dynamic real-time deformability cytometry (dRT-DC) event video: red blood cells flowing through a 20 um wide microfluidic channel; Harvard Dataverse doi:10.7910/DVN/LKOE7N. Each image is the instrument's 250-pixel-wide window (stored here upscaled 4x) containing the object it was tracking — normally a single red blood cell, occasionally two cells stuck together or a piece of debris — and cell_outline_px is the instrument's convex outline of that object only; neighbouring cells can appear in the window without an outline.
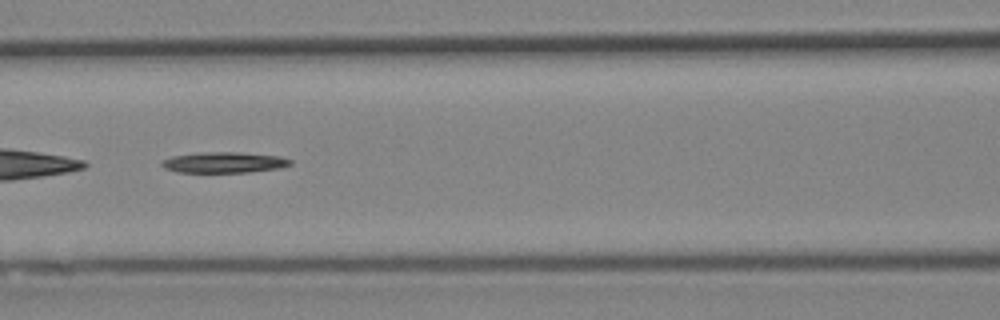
{"species": "Egyptian fruit bat (a non-hibernating species)", "species_latin": "Rousettus aegyptiacus", "temperature_condition": "cold", "stored_images_in_passage": 49, "segment_of_instrument_passage": [2, 2], "camera_frame_rate_fps": 3000, "um_per_image_px": 0.085, "animal": {"sex": "female"}, "frame": {"image": 1, "passage_image": 22, "time_ms": 7.0, "image_size_px": [1000, 320], "cell_outline_px": [[292, 164], [280, 168], [248, 172], [180, 172], [164, 168], [160, 164], [160, 160], [172, 156], [196, 152], [236, 152], [280, 156], [292, 160]], "centroid_in_image_um": [19.01, 13.8], "position_along_channel_um": 147.6, "area_um2": 15.66}}
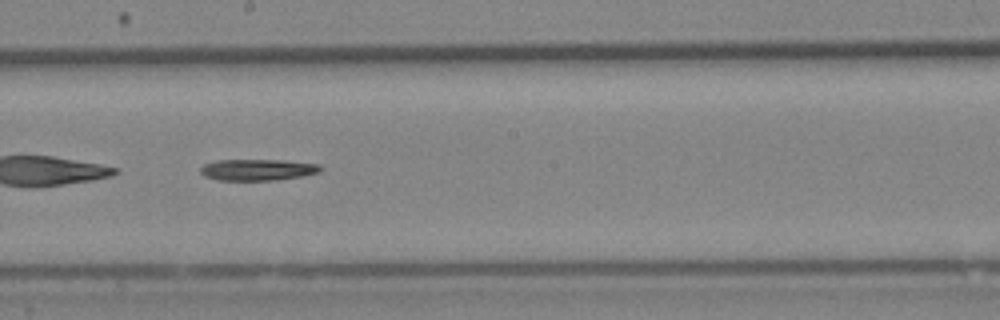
{"frame": {"image": 2, "passage_image": 28, "time_ms": 9.0, "image_size_px": [1000, 320], "cell_outline_px": [[324, 168], [320, 172], [300, 176], [272, 180], [216, 180], [204, 176], [200, 172], [200, 168], [204, 164], [216, 160], [284, 160], [320, 164]], "centroid_in_image_um": [21.89, 14.42], "position_along_channel_um": 226.3, "area_um2": 14.97}}